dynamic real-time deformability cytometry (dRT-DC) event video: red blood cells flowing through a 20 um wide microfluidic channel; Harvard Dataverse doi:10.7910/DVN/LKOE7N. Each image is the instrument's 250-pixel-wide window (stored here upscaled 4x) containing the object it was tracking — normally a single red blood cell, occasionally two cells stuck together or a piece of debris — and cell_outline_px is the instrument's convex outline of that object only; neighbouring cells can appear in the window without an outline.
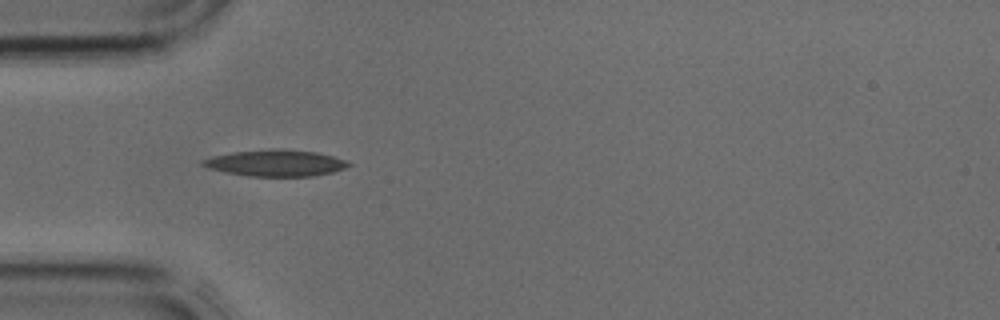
{"species": "common noctule bat (a hibernating species)", "species_latin": "Nyctalus noctula", "temperature_condition": "cold", "stored_images_in_passage": 3, "camera_frame_rate_fps": 3000, "um_per_image_px": 0.085, "animal": {"sex": "male", "body_mass_g": 17.9, "forearm_length_mm": 54.2}, "frame": {"image": 1, "passage_image": 3, "time_ms": 0.667, "image_size_px": [1000, 320], "cell_outline_px": [[352, 164], [344, 168], [332, 172], [312, 176], [248, 176], [224, 172], [208, 168], [200, 164], [200, 160], [212, 156], [232, 152], [268, 148], [284, 148], [316, 152], [332, 156], [344, 160]], "centroid_in_image_um": [23.37, 13.84], "position_along_channel_um": 61.6, "area_um2": 22.66}}